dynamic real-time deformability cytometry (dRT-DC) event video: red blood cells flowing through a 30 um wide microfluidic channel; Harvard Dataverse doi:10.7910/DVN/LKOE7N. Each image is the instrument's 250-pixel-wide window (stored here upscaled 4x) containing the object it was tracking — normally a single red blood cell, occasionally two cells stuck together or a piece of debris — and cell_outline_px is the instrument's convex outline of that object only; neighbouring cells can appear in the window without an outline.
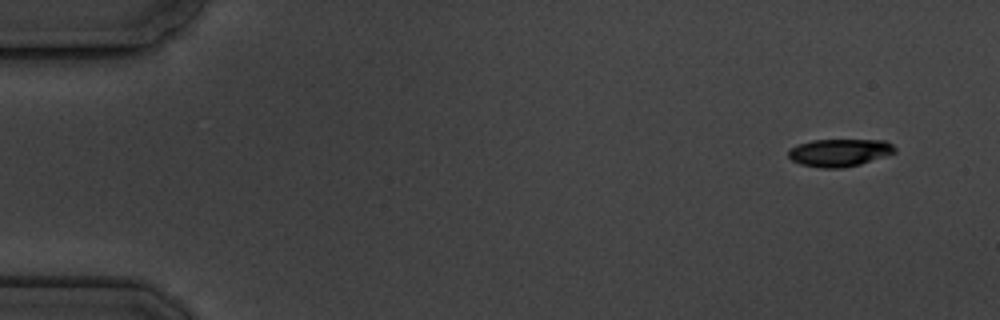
{"species": "common noctule bat (a hibernating species)", "species_latin": "Nyctalus noctula", "temperature_condition": "cold", "stored_images_in_passage": 6, "camera_frame_rate_fps": 3000, "um_per_image_px": 0.085, "animal": {"sex": "male", "body_mass_g": 19.5, "forearm_length_mm": 54.6}, "frame": {"image": 1, "passage_image": 1, "time_ms": 0.0, "image_size_px": [1000, 320], "cell_outline_px": [[896, 152], [860, 164], [844, 168], [820, 168], [800, 164], [792, 160], [788, 156], [788, 152], [796, 144], [812, 140], [884, 140], [892, 144], [896, 148]], "centroid_in_image_um": [71.34, 12.97], "position_along_channel_um": 13.7, "area_um2": 17.11}}
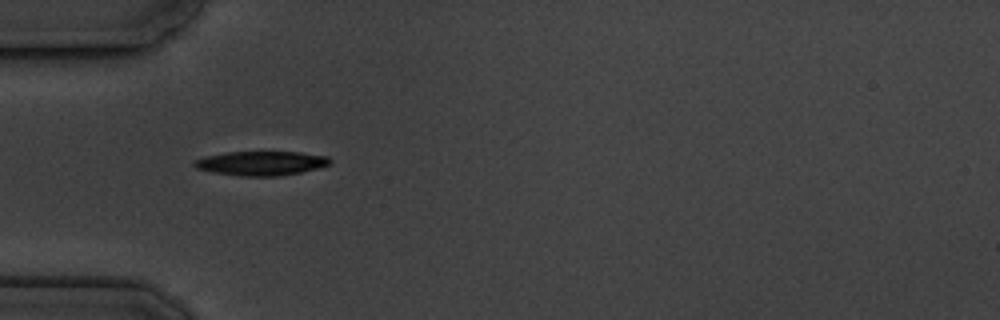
{"frame": {"image": 2, "passage_image": 5, "time_ms": 4.667, "image_size_px": [1000, 320], "cell_outline_px": [[332, 160], [328, 164], [316, 168], [300, 172], [280, 176], [240, 176], [212, 172], [196, 168], [192, 164], [192, 160], [208, 156], [228, 152], [300, 152], [328, 156]], "centroid_in_image_um": [22.17, 13.87], "position_along_channel_um": 62.8, "area_um2": 19.07}}